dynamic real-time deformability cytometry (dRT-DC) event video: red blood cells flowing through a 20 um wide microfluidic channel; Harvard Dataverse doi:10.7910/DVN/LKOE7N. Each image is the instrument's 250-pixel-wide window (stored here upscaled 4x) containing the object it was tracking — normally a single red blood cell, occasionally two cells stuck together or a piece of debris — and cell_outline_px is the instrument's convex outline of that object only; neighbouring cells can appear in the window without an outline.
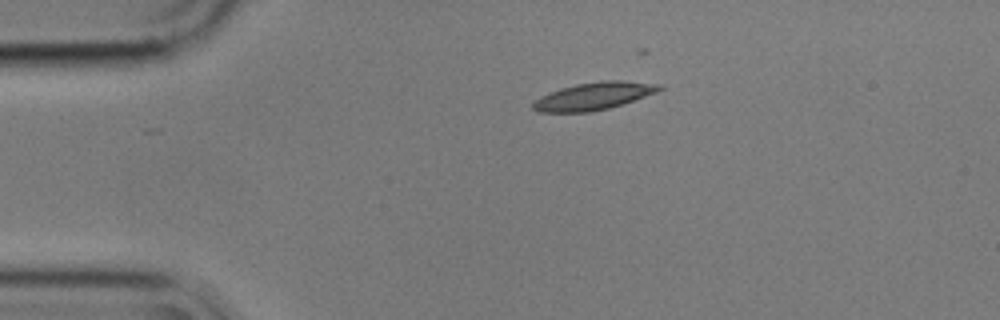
{"species": "common noctule bat (a hibernating species)", "species_latin": "Nyctalus noctula", "temperature_condition": "cold", "stored_images_in_passage": 21, "camera_frame_rate_fps": 3000, "um_per_image_px": 0.085, "animal": {"sex": "male", "body_mass_g": 17.9}, "frame": {"image": 1, "passage_image": 1, "time_ms": 0.0, "image_size_px": [1000, 320], "cell_outline_px": [[664, 88], [656, 92], [608, 108], [592, 112], [536, 112], [532, 108], [532, 104], [540, 96], [560, 88], [576, 84], [600, 80], [624, 80], [664, 84]], "centroid_in_image_um": [50.47, 8.15], "position_along_channel_um": 34.5, "area_um2": 20.29}}
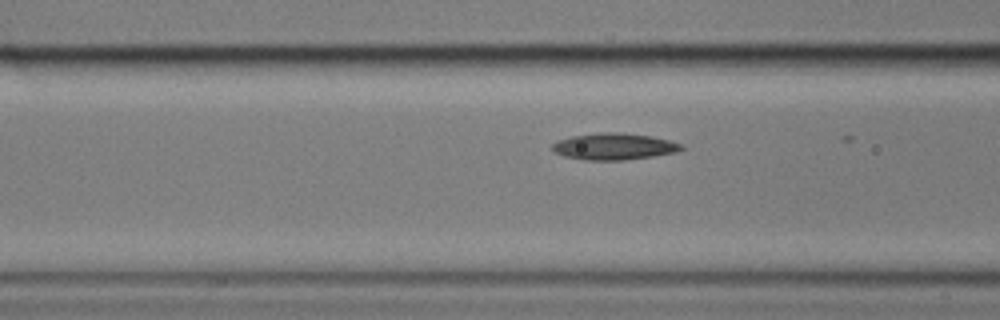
{"frame": {"image": 2, "passage_image": 11, "time_ms": 3.333, "image_size_px": [1000, 320], "cell_outline_px": [[684, 148], [676, 152], [652, 156], [624, 160], [584, 160], [564, 156], [556, 152], [552, 148], [552, 144], [560, 140], [572, 136], [600, 132], [616, 132], [648, 136], [668, 140], [684, 144]], "centroid_in_image_um": [52.2, 12.45], "position_along_channel_um": 114.4, "area_um2": 19.77}}
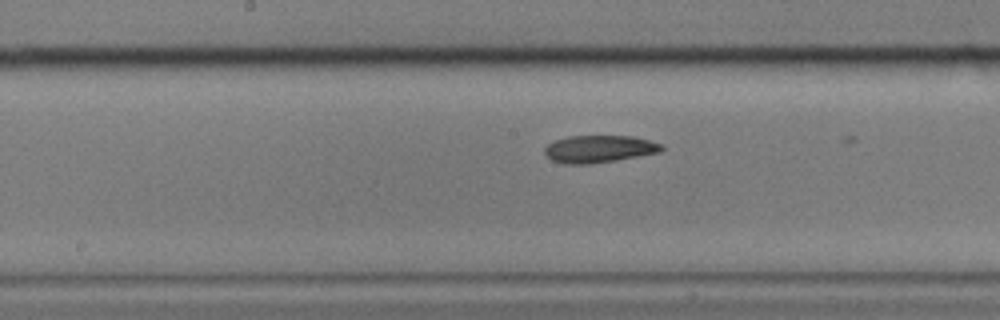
{"frame": {"image": 3, "passage_image": 18, "time_ms": 5.667, "image_size_px": [1000, 320], "cell_outline_px": [[664, 148], [660, 152], [616, 160], [588, 164], [564, 164], [552, 160], [544, 152], [544, 148], [548, 144], [556, 140], [568, 136], [632, 136], [664, 144]], "centroid_in_image_um": [50.93, 12.66], "position_along_channel_um": 197.3, "area_um2": 18.55}}